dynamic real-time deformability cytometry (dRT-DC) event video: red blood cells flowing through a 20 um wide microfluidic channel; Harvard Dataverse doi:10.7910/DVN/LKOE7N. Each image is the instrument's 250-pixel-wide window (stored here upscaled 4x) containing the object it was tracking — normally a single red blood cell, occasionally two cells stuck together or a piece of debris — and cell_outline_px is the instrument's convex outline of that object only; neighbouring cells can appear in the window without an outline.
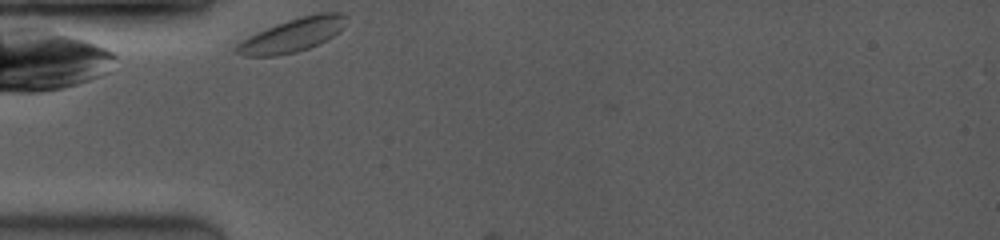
{"species": "common noctule bat (a hibernating species)", "species_latin": "Nyctalus noctula", "temperature_condition": "room temperature", "stored_images_in_passage": 3, "camera_frame_rate_fps": 3500, "um_per_image_px": 0.085, "animal": {"sex": "female", "body_mass_g": 19.0, "forearm_length_mm": 53.3}, "frame": {"image": 1, "passage_image": 1, "time_ms": 0.0, "image_size_px": [1000, 240], "cell_outline_px": [[348, 16], [344, 28], [340, 32], [328, 40], [308, 48], [296, 52], [276, 56], [244, 56], [232, 52], [232, 48], [236, 44], [248, 36], [256, 32], [276, 24], [300, 16], [320, 12], [344, 12]], "centroid_in_image_um": [24.87, 2.98], "position_along_channel_um": 60.1, "area_um2": 21.96}}